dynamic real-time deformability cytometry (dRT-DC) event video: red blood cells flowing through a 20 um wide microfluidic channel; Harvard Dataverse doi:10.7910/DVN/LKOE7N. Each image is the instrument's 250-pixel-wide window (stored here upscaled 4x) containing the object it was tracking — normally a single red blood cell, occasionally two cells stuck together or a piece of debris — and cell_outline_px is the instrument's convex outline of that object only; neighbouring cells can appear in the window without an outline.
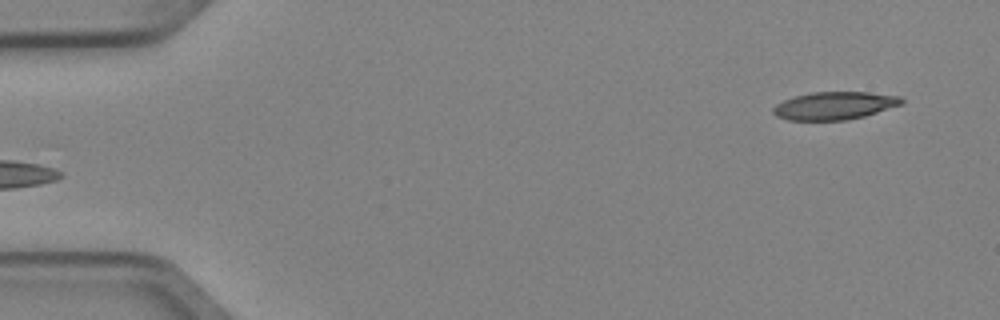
{"species": "Egyptian fruit bat (a non-hibernating species)", "species_latin": "Rousettus aegyptiacus", "temperature_condition": "cold", "stored_images_in_passage": 4, "segment_of_instrument_passage": [2, 2], "camera_frame_rate_fps": 3000, "um_per_image_px": 0.085, "animal": {"sex": "female"}, "frame": {"image": 1, "passage_image": 4, "time_ms": 1.0, "image_size_px": [1000, 320], "cell_outline_px": [[904, 104], [864, 116], [844, 120], [788, 120], [776, 116], [772, 112], [772, 108], [776, 104], [784, 100], [796, 96], [812, 92], [868, 92], [900, 96], [904, 100]], "centroid_in_image_um": [70.94, 8.98], "position_along_channel_um": 14.1, "area_um2": 20.81}}